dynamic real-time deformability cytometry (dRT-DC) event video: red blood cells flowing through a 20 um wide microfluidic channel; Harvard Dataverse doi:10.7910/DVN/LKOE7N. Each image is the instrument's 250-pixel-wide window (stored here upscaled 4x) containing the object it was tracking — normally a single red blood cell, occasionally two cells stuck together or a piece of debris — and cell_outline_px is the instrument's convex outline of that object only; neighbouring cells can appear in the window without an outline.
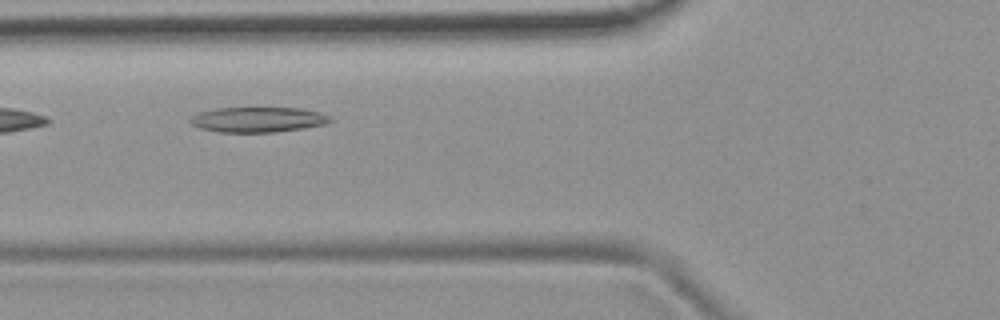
{"species": "common noctule bat (a hibernating species)", "species_latin": "Nyctalus noctula", "temperature_condition": "room temperature", "stored_images_in_passage": 4, "camera_frame_rate_fps": 3000, "um_per_image_px": 0.085, "animal": {"sex": "female", "body_mass_g": 19.9}, "frame": {"image": 1, "passage_image": 2, "time_ms": 0.333, "image_size_px": [1000, 320], "cell_outline_px": [[332, 120], [324, 124], [300, 128], [272, 132], [220, 132], [200, 128], [192, 124], [188, 120], [192, 116], [200, 112], [216, 108], [300, 108], [320, 112], [328, 116]], "centroid_in_image_um": [21.88, 10.16], "position_along_channel_um": 103.9, "area_um2": 20.23}}
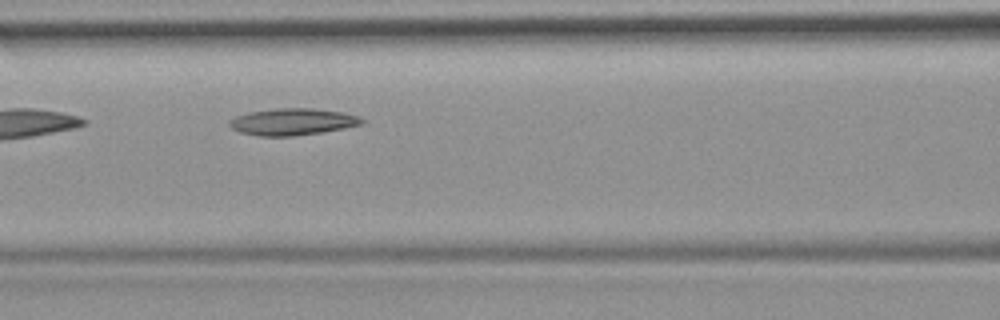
{"frame": {"image": 2, "passage_image": 3, "time_ms": 0.667, "image_size_px": [1000, 320], "cell_outline_px": [[368, 120], [364, 124], [344, 128], [320, 132], [292, 136], [256, 136], [240, 132], [232, 128], [228, 124], [228, 120], [236, 116], [248, 112], [276, 108], [312, 108], [344, 112], [360, 116]], "centroid_in_image_um": [24.9, 10.34], "position_along_channel_um": 141.7, "area_um2": 20.92}}
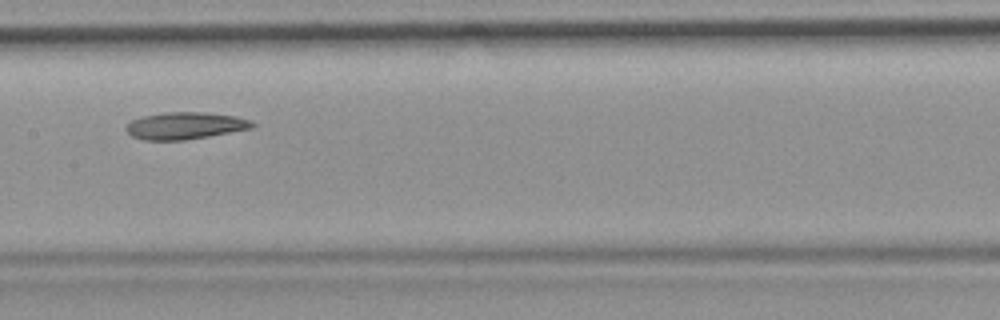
{"frame": {"image": 3, "passage_image": 4, "time_ms": 1.0, "image_size_px": [1000, 320], "cell_outline_px": [[256, 124], [252, 128], [208, 136], [184, 140], [144, 140], [132, 136], [124, 128], [132, 120], [144, 116], [164, 112], [204, 112], [236, 116], [252, 120]], "centroid_in_image_um": [15.75, 10.68], "position_along_channel_um": 191.6, "area_um2": 19.83}}